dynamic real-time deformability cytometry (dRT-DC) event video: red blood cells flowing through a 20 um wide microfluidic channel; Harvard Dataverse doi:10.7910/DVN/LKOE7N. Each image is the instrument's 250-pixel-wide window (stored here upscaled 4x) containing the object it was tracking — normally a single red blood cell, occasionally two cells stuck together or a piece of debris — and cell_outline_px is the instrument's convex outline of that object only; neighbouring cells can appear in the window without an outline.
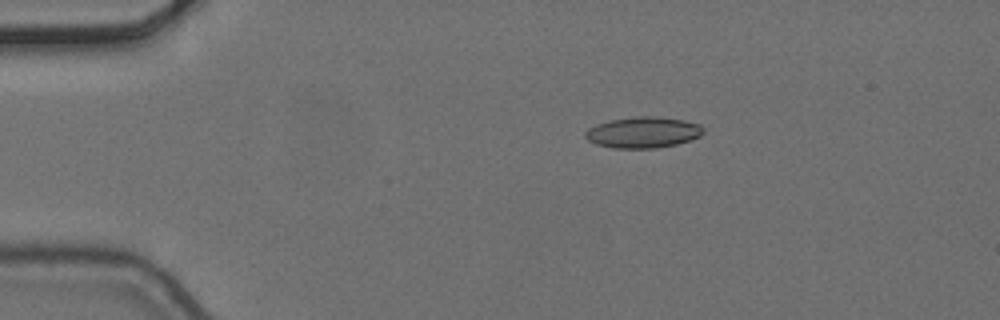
{"species": "common noctule bat (a hibernating species)", "species_latin": "Nyctalus noctula", "temperature_condition": "cold", "stored_images_in_passage": 6, "camera_frame_rate_fps": 3000, "um_per_image_px": 0.085, "animal": {"sex": "female", "body_mass_g": 24.6, "forearm_length_mm": 56.2}, "frame": {"image": 1, "passage_image": 2, "time_ms": 0.333, "image_size_px": [1000, 320], "cell_outline_px": [[704, 132], [700, 136], [676, 144], [656, 148], [612, 148], [596, 144], [588, 140], [584, 136], [584, 132], [588, 128], [596, 124], [608, 120], [636, 116], [656, 116], [684, 120], [700, 124], [704, 128]], "centroid_in_image_um": [54.64, 11.24], "position_along_channel_um": 30.4, "area_um2": 21.5}}
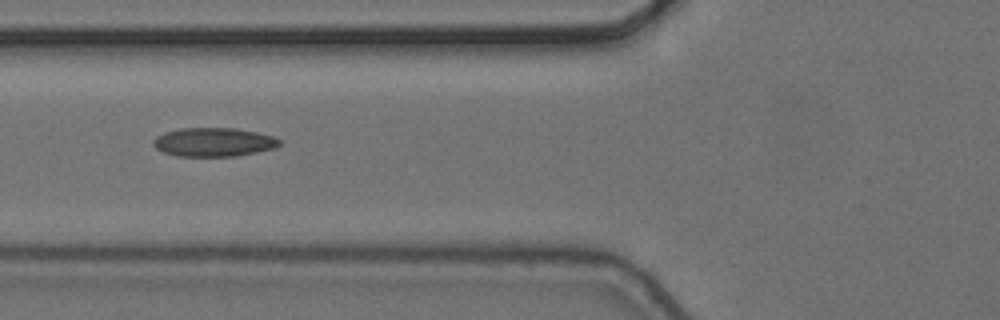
{"frame": {"image": 2, "passage_image": 5, "time_ms": 1.333, "image_size_px": [1000, 320], "cell_outline_px": [[280, 144], [276, 148], [236, 156], [176, 156], [164, 152], [156, 148], [152, 144], [152, 140], [156, 136], [164, 132], [180, 128], [236, 128], [256, 132], [272, 136], [280, 140]], "centroid_in_image_um": [18.14, 12.08], "position_along_channel_um": 107.7, "area_um2": 21.21}}
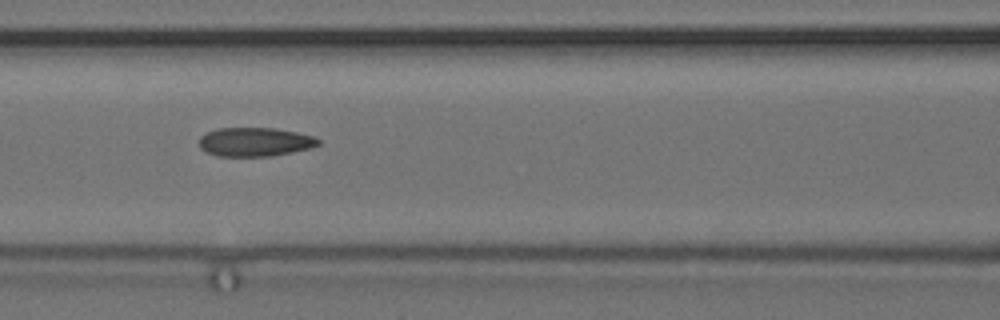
{"frame": {"image": 3, "passage_image": 6, "time_ms": 1.667, "image_size_px": [1000, 320], "cell_outline_px": [[320, 144], [312, 148], [272, 156], [216, 156], [200, 148], [200, 136], [204, 132], [216, 128], [276, 128], [296, 132], [312, 136], [320, 140]], "centroid_in_image_um": [21.66, 12.06], "position_along_channel_um": 144.9, "area_um2": 20.17}}